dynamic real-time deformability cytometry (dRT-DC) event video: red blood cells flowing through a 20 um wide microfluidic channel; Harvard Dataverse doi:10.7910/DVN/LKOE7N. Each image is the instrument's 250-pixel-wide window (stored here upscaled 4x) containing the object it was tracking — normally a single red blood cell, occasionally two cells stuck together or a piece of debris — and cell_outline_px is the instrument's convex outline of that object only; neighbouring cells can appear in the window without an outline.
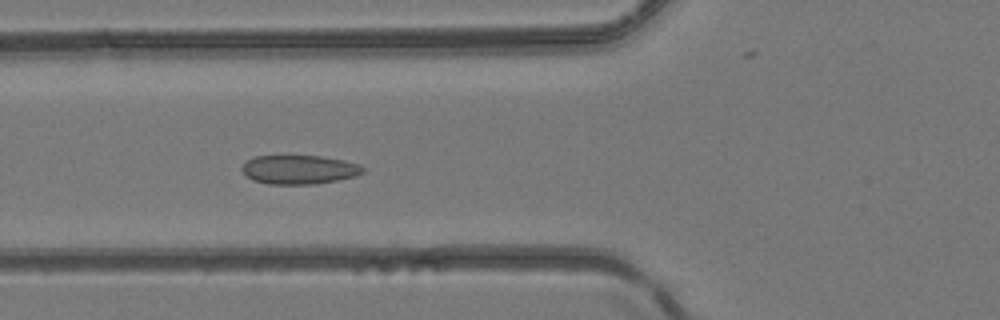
{"species": "common noctule bat (a hibernating species)", "species_latin": "Nyctalus noctula", "temperature_condition": "room temperature", "stored_images_in_passage": 48, "camera_frame_rate_fps": 3000, "um_per_image_px": 0.085, "animal": {"sex": "female", "body_mass_g": 24.6, "forearm_length_mm": 56.2}, "frame": {"image": 1, "passage_image": 19, "time_ms": 6.0, "image_size_px": [1000, 320], "cell_outline_px": [[368, 168], [364, 172], [356, 176], [316, 184], [268, 184], [252, 180], [240, 168], [248, 160], [256, 156], [320, 156], [344, 160], [360, 164]], "centroid_in_image_um": [25.48, 14.42], "position_along_channel_um": 100.3, "area_um2": 20.46}}
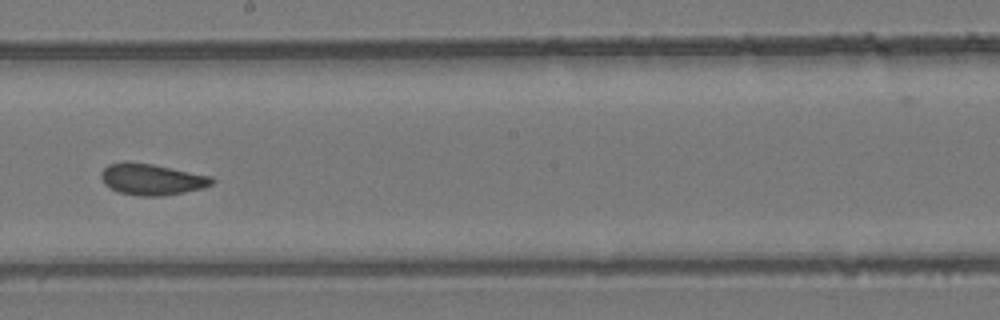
{"frame": {"image": 2, "passage_image": 28, "time_ms": 9.0, "image_size_px": [1000, 320], "cell_outline_px": [[216, 180], [212, 184], [204, 188], [184, 192], [160, 196], [140, 196], [120, 192], [104, 184], [100, 176], [100, 172], [108, 164], [124, 160], [152, 164], [212, 176]], "centroid_in_image_um": [12.89, 15.22], "position_along_channel_um": 235.3, "area_um2": 20.35}}
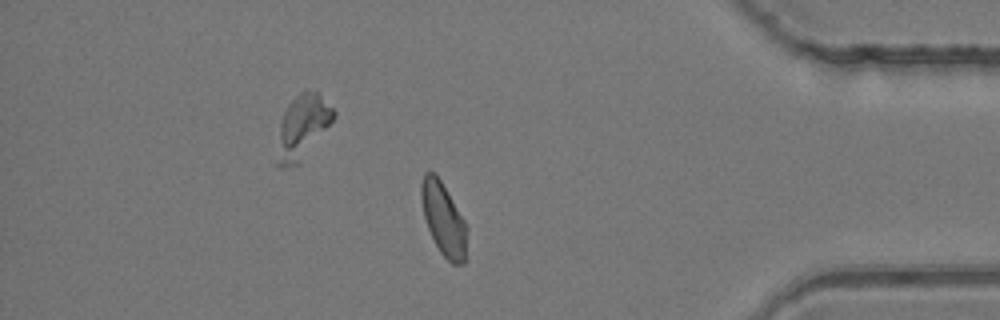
{"frame": {"image": 3, "passage_image": 41, "time_ms": 13.333, "image_size_px": [1000, 320], "cell_outline_px": [[468, 228], [464, 264], [452, 264], [440, 252], [428, 228], [424, 216], [420, 196], [420, 184], [424, 172], [436, 172], [464, 220]], "centroid_in_image_um": [37.69, 18.6], "position_along_channel_um": 397.5, "area_um2": 19.36}}